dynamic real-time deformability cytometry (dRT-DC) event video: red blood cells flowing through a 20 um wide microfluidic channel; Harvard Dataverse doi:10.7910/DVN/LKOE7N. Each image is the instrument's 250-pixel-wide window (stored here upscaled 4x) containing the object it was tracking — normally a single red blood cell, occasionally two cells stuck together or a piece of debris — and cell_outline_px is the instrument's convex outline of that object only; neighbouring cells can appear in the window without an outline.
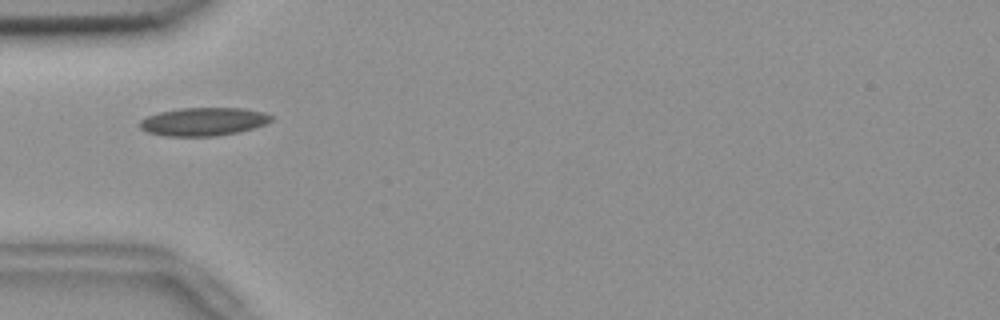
{"species": "common noctule bat (a hibernating species)", "species_latin": "Nyctalus noctula", "temperature_condition": "room temperature", "stored_images_in_passage": 56, "camera_frame_rate_fps": 3000, "um_per_image_px": 0.085, "animal": {"sex": "female", "body_mass_g": 18.4}, "frame": {"image": 1, "passage_image": 18, "time_ms": 5.667, "image_size_px": [1000, 320], "cell_outline_px": [[272, 120], [268, 124], [240, 132], [216, 136], [164, 136], [148, 132], [140, 128], [140, 120], [148, 116], [160, 112], [180, 108], [244, 108], [264, 112], [272, 116]], "centroid_in_image_um": [17.34, 10.34], "position_along_channel_um": 67.7, "area_um2": 21.73}}
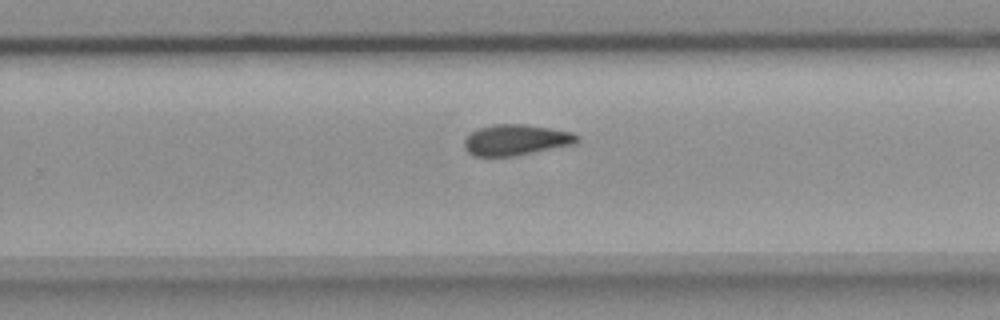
{"frame": {"image": 2, "passage_image": 36, "time_ms": 11.667, "image_size_px": [1000, 320], "cell_outline_px": [[580, 140], [576, 144], [512, 156], [472, 156], [464, 148], [464, 140], [476, 128], [496, 124], [524, 124], [572, 132], [580, 136]], "centroid_in_image_um": [43.86, 11.89], "position_along_channel_um": 285.9, "area_um2": 20.29}}
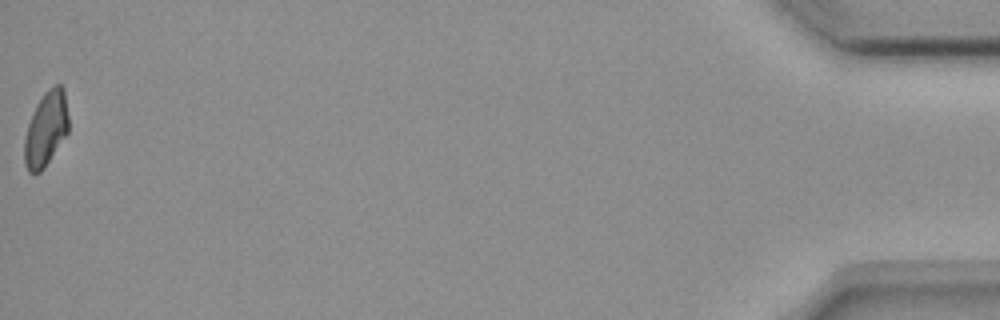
{"frame": {"image": 3, "passage_image": 56, "time_ms": 18.333, "image_size_px": [1000, 320], "cell_outline_px": [[68, 132], [44, 168], [36, 176], [32, 176], [28, 172], [24, 164], [24, 136], [28, 124], [36, 104], [44, 92], [48, 88], [56, 84], [60, 84], [64, 88], [68, 116]], "centroid_in_image_um": [3.88, 10.99], "position_along_channel_um": 431.3, "area_um2": 19.48}, "authors_computed_cell_mechanics": {"area_um2": 20.519, "velocity_mm_per_s": 3.6511, "shape_relaxation_time_tau1_ms": null, "shape_relaxation_time_tau2_ms": 6.816, "deformation_change_tau1": null, "deformation_change_tau2": 0.1056}}